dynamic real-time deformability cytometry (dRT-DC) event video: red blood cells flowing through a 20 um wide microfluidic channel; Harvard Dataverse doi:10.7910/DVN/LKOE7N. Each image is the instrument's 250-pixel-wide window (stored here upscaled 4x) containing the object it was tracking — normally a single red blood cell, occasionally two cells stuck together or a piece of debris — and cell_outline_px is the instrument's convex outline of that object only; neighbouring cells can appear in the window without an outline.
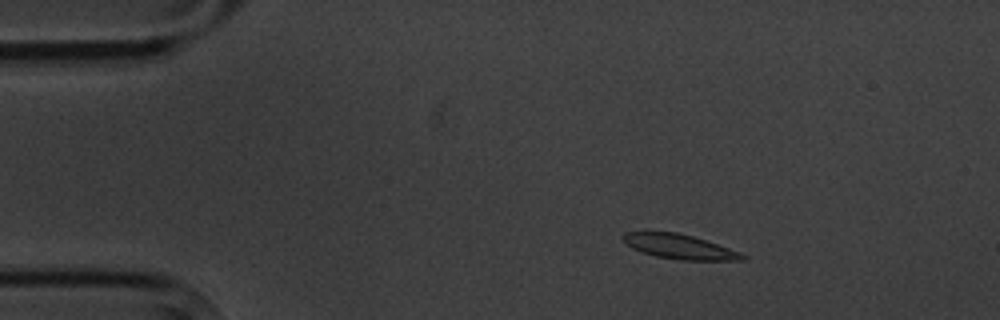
{"species": "common noctule bat (a hibernating species)", "species_latin": "Nyctalus noctula", "temperature_condition": "cold", "stored_images_in_passage": 4, "camera_frame_rate_fps": 3000, "um_per_image_px": 0.085, "animal": {"sex": "male", "body_mass_g": 20.1, "forearm_length_mm": 53.5}, "frame": {"image": 1, "passage_image": 2, "time_ms": 1.333, "image_size_px": [1000, 320], "cell_outline_px": [[748, 260], [680, 260], [656, 256], [640, 252], [632, 248], [620, 236], [624, 232], [676, 232], [692, 236], [740, 252], [748, 256]], "centroid_in_image_um": [57.76, 20.97], "position_along_channel_um": 27.2, "area_um2": 16.99}}